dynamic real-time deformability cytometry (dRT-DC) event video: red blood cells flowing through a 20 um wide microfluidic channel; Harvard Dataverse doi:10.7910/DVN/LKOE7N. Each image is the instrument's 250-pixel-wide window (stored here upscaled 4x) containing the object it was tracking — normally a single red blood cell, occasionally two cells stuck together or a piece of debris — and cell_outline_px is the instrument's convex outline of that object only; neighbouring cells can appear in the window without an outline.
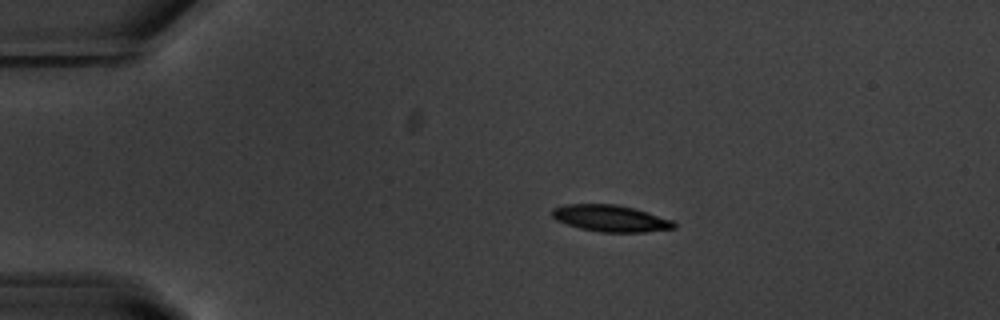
{"species": "common noctule bat (a hibernating species)", "species_latin": "Nyctalus noctula", "temperature_condition": "warm", "stored_images_in_passage": 44, "camera_frame_rate_fps": 3000, "um_per_image_px": 0.085, "animal": {"sex": "male", "body_mass_g": 20.1, "forearm_length_mm": 53.5}, "frame": {"image": 1, "passage_image": 1, "time_ms": 0.0, "image_size_px": [1000, 320], "cell_outline_px": [[676, 228], [644, 232], [600, 232], [580, 228], [556, 220], [552, 216], [552, 208], [564, 204], [616, 204], [648, 212], [672, 220], [676, 224]], "centroid_in_image_um": [51.89, 18.56], "position_along_channel_um": 33.1, "area_um2": 18.84}}
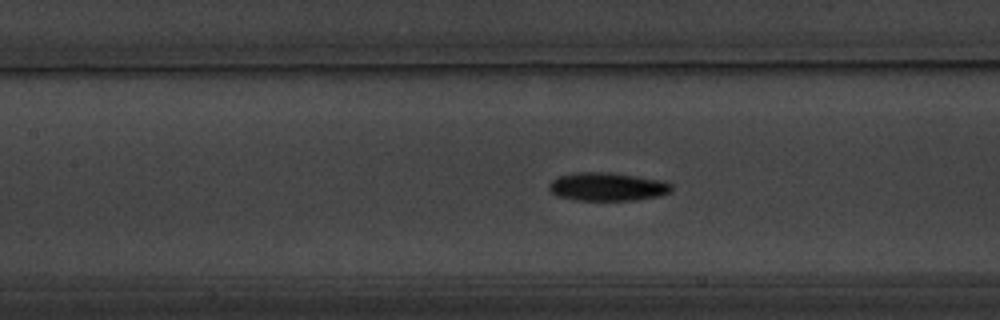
{"frame": {"image": 2, "passage_image": 15, "time_ms": 4.667, "image_size_px": [1000, 320], "cell_outline_px": [[672, 192], [660, 196], [636, 200], [576, 200], [556, 196], [548, 188], [548, 184], [556, 176], [576, 172], [612, 172], [664, 180], [672, 184]], "centroid_in_image_um": [51.64, 15.86], "position_along_channel_um": 155.8, "area_um2": 20.63}}
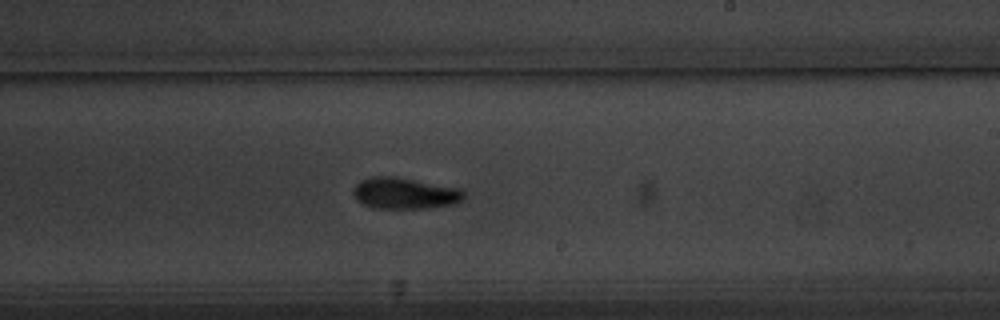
{"frame": {"image": 3, "passage_image": 23, "time_ms": 7.333, "image_size_px": [1000, 320], "cell_outline_px": [[464, 196], [460, 200], [452, 204], [428, 208], [372, 208], [356, 200], [352, 192], [356, 184], [360, 180], [372, 176], [396, 176], [460, 188], [464, 192]], "centroid_in_image_um": [34.36, 16.42], "position_along_channel_um": 254.6, "area_um2": 20.23}, "authors_computed_cell_mechanics": {"area_um2": 19.652, "velocity_mm_per_s": 3.721, "shape_relaxation_time_tau1_ms": 2.324, "shape_relaxation_time_tau2_ms": 2.4193, "deformation_change_tau1": 0.1482, "deformation_change_tau2": 0.0759}}